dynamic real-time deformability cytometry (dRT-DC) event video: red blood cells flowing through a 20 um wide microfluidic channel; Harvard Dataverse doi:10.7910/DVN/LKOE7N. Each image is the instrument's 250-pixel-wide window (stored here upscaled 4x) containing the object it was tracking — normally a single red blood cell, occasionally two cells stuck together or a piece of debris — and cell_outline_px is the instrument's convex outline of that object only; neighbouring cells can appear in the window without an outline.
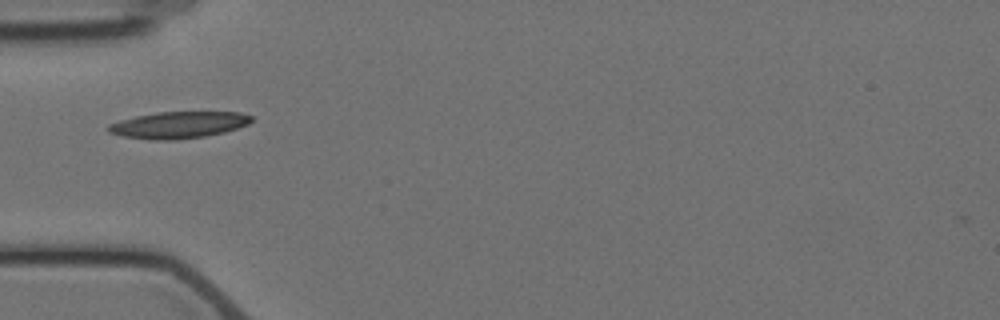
{"species": "Egyptian fruit bat (a non-hibernating species)", "species_latin": "Rousettus aegyptiacus", "temperature_condition": "cold", "stored_images_in_passage": 6, "camera_frame_rate_fps": 3000, "um_per_image_px": 0.085, "animal": {"sex": "female"}, "frame": {"image": 1, "passage_image": 5, "time_ms": 6.0, "image_size_px": [1000, 320], "cell_outline_px": [[252, 120], [248, 124], [224, 132], [204, 136], [176, 140], [156, 140], [120, 136], [108, 132], [108, 124], [120, 120], [136, 116], [156, 112], [240, 112], [252, 116]], "centroid_in_image_um": [15.15, 10.62], "position_along_channel_um": 69.9, "area_um2": 22.2}}
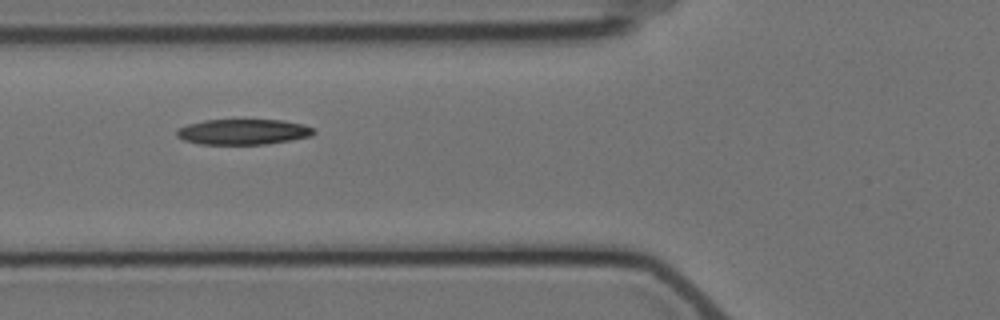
{"frame": {"image": 2, "passage_image": 6, "time_ms": 7.0, "image_size_px": [1000, 320], "cell_outline_px": [[316, 132], [312, 136], [292, 140], [268, 144], [200, 144], [184, 140], [176, 136], [176, 128], [188, 124], [204, 120], [284, 120], [300, 124], [312, 128]], "centroid_in_image_um": [20.65, 11.21], "position_along_channel_um": 105.2, "area_um2": 20.4}}